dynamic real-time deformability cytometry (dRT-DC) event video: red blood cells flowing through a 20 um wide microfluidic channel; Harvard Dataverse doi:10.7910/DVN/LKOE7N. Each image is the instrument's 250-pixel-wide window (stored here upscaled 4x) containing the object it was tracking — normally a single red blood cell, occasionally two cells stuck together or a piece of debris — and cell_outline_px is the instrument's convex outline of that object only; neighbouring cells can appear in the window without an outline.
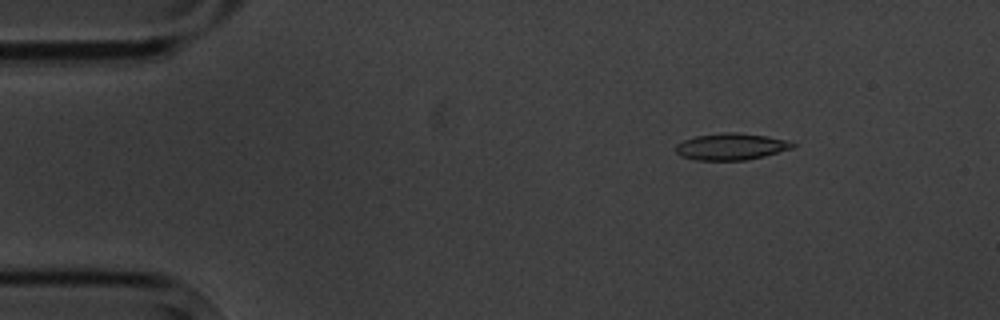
{"species": "common noctule bat (a hibernating species)", "species_latin": "Nyctalus noctula", "temperature_condition": "cold", "stored_images_in_passage": 9, "camera_frame_rate_fps": 3000, "um_per_image_px": 0.085, "animal": {"sex": "male", "body_mass_g": 20.1, "forearm_length_mm": 53.5}, "frame": {"image": 1, "passage_image": 1, "time_ms": 0.0, "image_size_px": [1000, 320], "cell_outline_px": [[796, 148], [764, 156], [744, 160], [696, 160], [680, 156], [676, 152], [676, 144], [684, 140], [696, 136], [724, 132], [736, 132], [768, 136], [788, 140], [796, 144]], "centroid_in_image_um": [62.18, 12.46], "position_along_channel_um": 22.8, "area_um2": 18.32}}
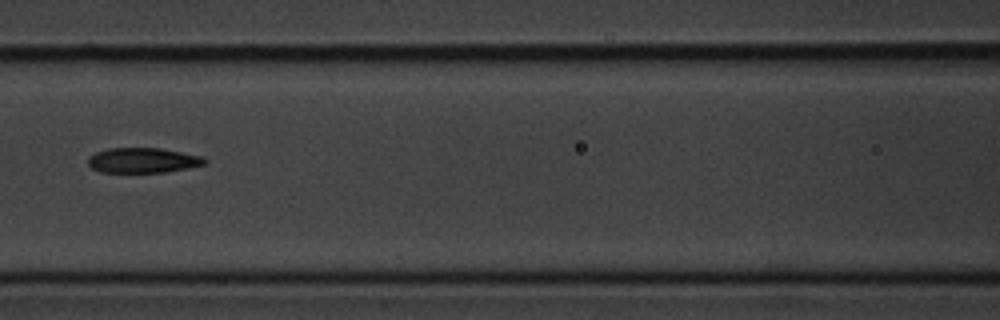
{"frame": {"image": 2, "passage_image": 6, "time_ms": 5.667, "image_size_px": [1000, 320], "cell_outline_px": [[208, 160], [204, 164], [188, 168], [164, 172], [100, 172], [92, 168], [88, 164], [88, 156], [96, 152], [108, 148], [160, 148], [204, 156]], "centroid_in_image_um": [12.15, 13.62], "position_along_channel_um": 154.5, "area_um2": 17.11}}
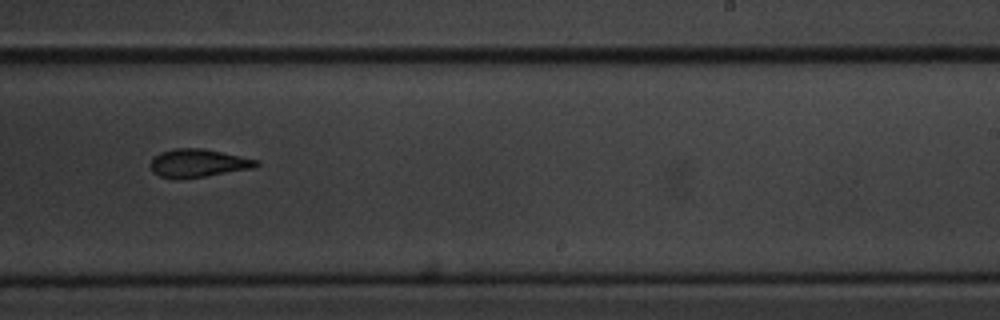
{"frame": {"image": 3, "passage_image": 9, "time_ms": 9.0, "image_size_px": [1000, 320], "cell_outline_px": [[260, 164], [256, 168], [204, 176], [160, 176], [152, 172], [152, 156], [160, 152], [176, 148], [204, 148], [260, 160]], "centroid_in_image_um": [16.92, 13.82], "position_along_channel_um": 272.1, "area_um2": 16.94}}